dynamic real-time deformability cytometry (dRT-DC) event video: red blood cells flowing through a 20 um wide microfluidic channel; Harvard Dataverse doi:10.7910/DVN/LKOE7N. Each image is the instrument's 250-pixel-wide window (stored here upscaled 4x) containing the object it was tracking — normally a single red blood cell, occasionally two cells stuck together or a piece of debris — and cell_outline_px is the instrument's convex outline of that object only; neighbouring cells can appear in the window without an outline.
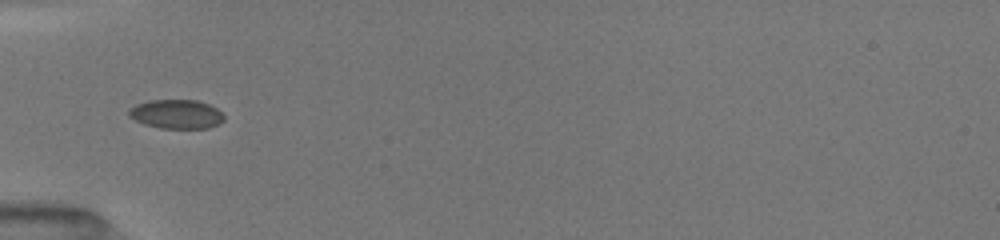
{"species": "common noctule bat (a hibernating species)", "species_latin": "Nyctalus noctula", "temperature_condition": "room temperature", "stored_images_in_passage": 14, "segment_of_instrument_passage": [2, 2], "camera_frame_rate_fps": 3000, "um_per_image_px": 0.085, "animal": {"sex": "female", "body_mass_g": 19.5, "forearm_length_mm": 54.1}, "frame": {"image": 1, "passage_image": 12, "time_ms": 5.667, "image_size_px": [1000, 240], "cell_outline_px": [[224, 120], [220, 124], [208, 128], [160, 128], [144, 124], [128, 116], [128, 112], [136, 104], [148, 100], [196, 100], [208, 104], [216, 108], [224, 116]], "centroid_in_image_um": [15.0, 9.7], "position_along_channel_um": 70.0, "area_um2": 16.07}}